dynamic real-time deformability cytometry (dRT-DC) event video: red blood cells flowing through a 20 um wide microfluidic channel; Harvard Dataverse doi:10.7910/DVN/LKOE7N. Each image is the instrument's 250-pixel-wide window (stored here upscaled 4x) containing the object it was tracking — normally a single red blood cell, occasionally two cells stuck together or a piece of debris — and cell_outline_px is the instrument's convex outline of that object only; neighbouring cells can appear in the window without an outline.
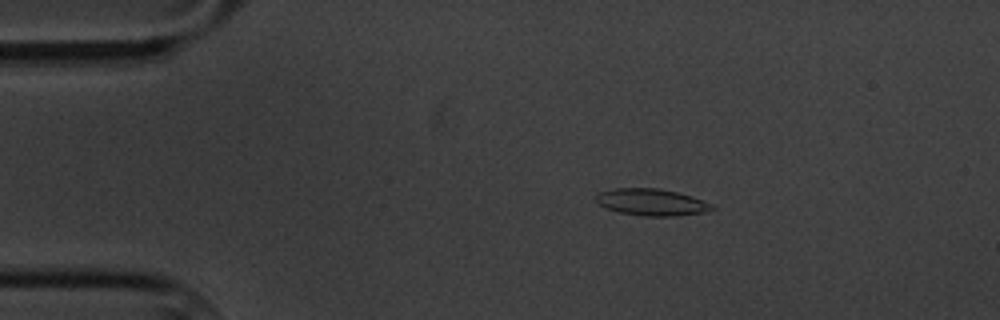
{"species": "common noctule bat (a hibernating species)", "species_latin": "Nyctalus noctula", "temperature_condition": "cold", "stored_images_in_passage": 58, "camera_frame_rate_fps": 3000, "um_per_image_px": 0.085, "animal": {"sex": "male", "body_mass_g": 20.1, "forearm_length_mm": 53.5}, "frame": {"image": 1, "passage_image": 10, "time_ms": 3.0, "image_size_px": [1000, 320], "cell_outline_px": [[716, 208], [704, 212], [672, 216], [644, 216], [620, 212], [608, 208], [600, 204], [596, 200], [596, 196], [600, 192], [616, 188], [660, 188], [676, 192], [712, 204]], "centroid_in_image_um": [55.38, 17.18], "position_along_channel_um": 29.6, "area_um2": 17.69}}
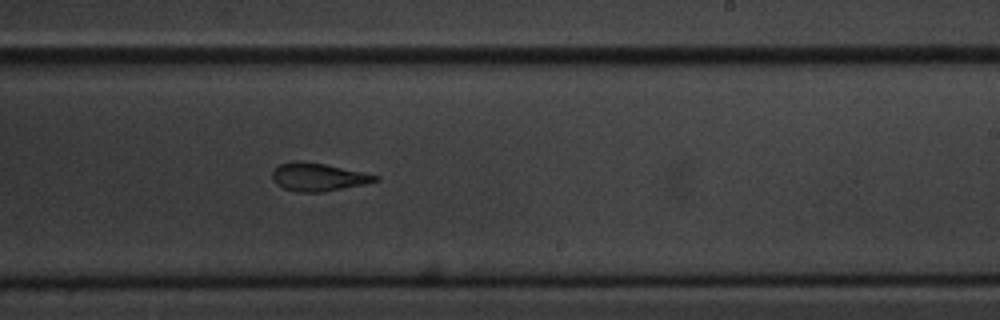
{"frame": {"image": 2, "passage_image": 35, "time_ms": 11.333, "image_size_px": [1000, 320], "cell_outline_px": [[380, 180], [364, 184], [320, 192], [300, 192], [284, 188], [276, 184], [272, 180], [272, 172], [280, 164], [292, 160], [300, 160], [324, 164], [380, 176]], "centroid_in_image_um": [27.01, 15.03], "position_along_channel_um": 262.0, "area_um2": 16.65}}
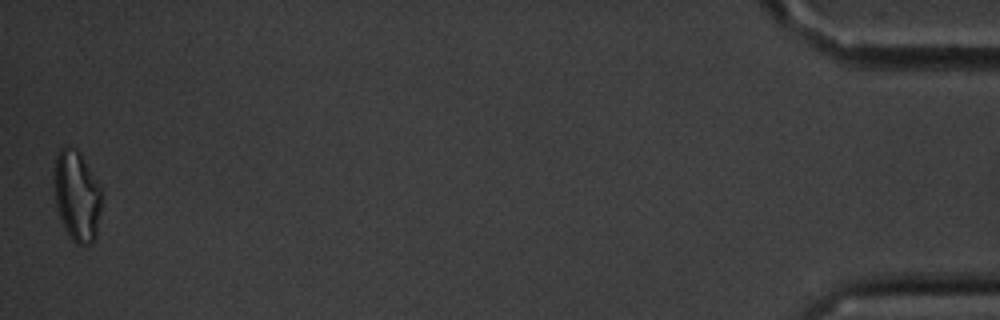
{"frame": {"image": 3, "passage_image": 58, "time_ms": 19.0, "image_size_px": [1000, 320], "cell_outline_px": [[100, 212], [96, 236], [88, 244], [76, 244], [72, 240], [64, 228], [60, 220], [56, 208], [52, 184], [52, 176], [56, 156], [60, 148], [64, 144], [76, 148], [80, 152], [96, 180], [100, 188]], "centroid_in_image_um": [6.47, 16.6], "position_along_channel_um": 428.7, "area_um2": 25.43}, "authors_computed_cell_mechanics": {"area_um2": 17.7446, "velocity_mm_per_s": 3.3726, "shape_relaxation_time_tau1_ms": 2.9885, "shape_relaxation_time_tau2_ms": 2.3888, "deformation_change_tau1": 0.1651, "deformation_change_tau2": 0.1143}}